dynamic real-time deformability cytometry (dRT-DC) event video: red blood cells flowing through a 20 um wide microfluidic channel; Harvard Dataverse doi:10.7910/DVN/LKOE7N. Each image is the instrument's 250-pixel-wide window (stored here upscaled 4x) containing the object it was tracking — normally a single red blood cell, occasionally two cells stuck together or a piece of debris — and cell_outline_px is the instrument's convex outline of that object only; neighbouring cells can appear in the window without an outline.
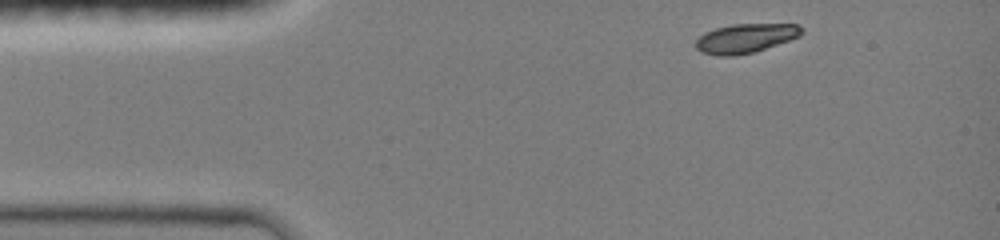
{"species": "common noctule bat (a hibernating species)", "species_latin": "Nyctalus noctula", "temperature_condition": "room temperature", "stored_images_in_passage": 29, "camera_frame_rate_fps": 3000, "um_per_image_px": 0.085, "animal": {"sex": "female", "body_mass_g": 19.0, "forearm_length_mm": 51.5}, "frame": {"image": 1, "passage_image": 1, "time_ms": 0.0, "image_size_px": [1000, 240], "cell_outline_px": [[804, 32], [800, 36], [752, 52], [732, 56], [716, 56], [700, 52], [696, 48], [696, 40], [704, 32], [716, 28], [732, 24], [796, 24], [804, 28]], "centroid_in_image_um": [63.34, 3.25], "position_along_channel_um": 21.7, "area_um2": 17.92}}
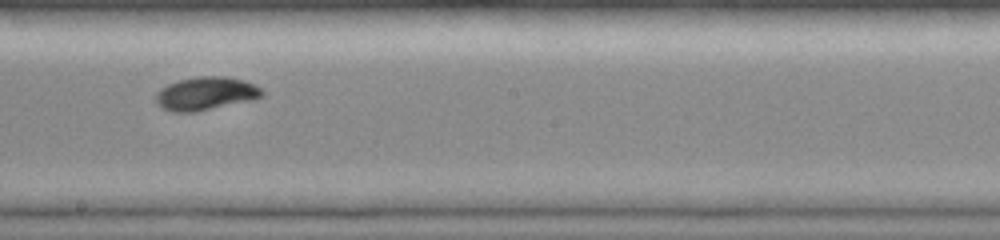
{"frame": {"image": 2, "passage_image": 17, "time_ms": 6.667, "image_size_px": [1000, 240], "cell_outline_px": [[264, 92], [260, 96], [252, 100], [196, 112], [176, 112], [164, 108], [156, 104], [156, 92], [160, 88], [168, 84], [180, 80], [196, 76], [224, 76], [244, 80], [260, 88]], "centroid_in_image_um": [17.46, 7.95], "position_along_channel_um": 230.7, "area_um2": 20.46}}
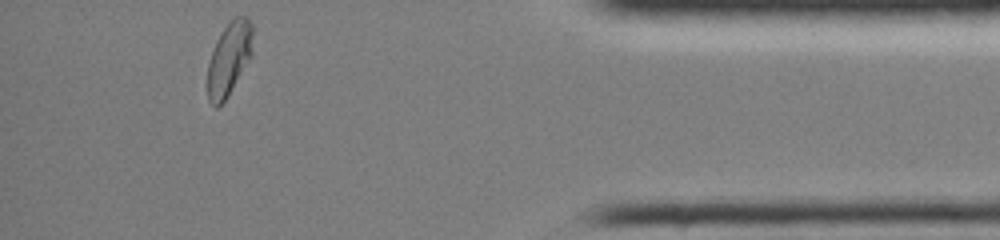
{"frame": {"image": 3, "passage_image": 29, "time_ms": 12.0, "image_size_px": [1000, 240], "cell_outline_px": [[252, 52], [248, 60], [224, 100], [216, 108], [208, 100], [208, 64], [212, 52], [224, 28], [232, 16], [248, 16], [252, 24]], "centroid_in_image_um": [19.48, 4.93], "position_along_channel_um": 415.7, "area_um2": 18.67}, "authors_computed_cell_mechanics": {"area_um2": 19.4208, "velocity_mm_per_s": 4.0828, "shape_relaxation_time_tau1_ms": 2.4935, "shape_relaxation_time_tau2_ms": 1.0049, "deformation_change_tau1": 0.1597, "deformation_change_tau2": 0.0246}}